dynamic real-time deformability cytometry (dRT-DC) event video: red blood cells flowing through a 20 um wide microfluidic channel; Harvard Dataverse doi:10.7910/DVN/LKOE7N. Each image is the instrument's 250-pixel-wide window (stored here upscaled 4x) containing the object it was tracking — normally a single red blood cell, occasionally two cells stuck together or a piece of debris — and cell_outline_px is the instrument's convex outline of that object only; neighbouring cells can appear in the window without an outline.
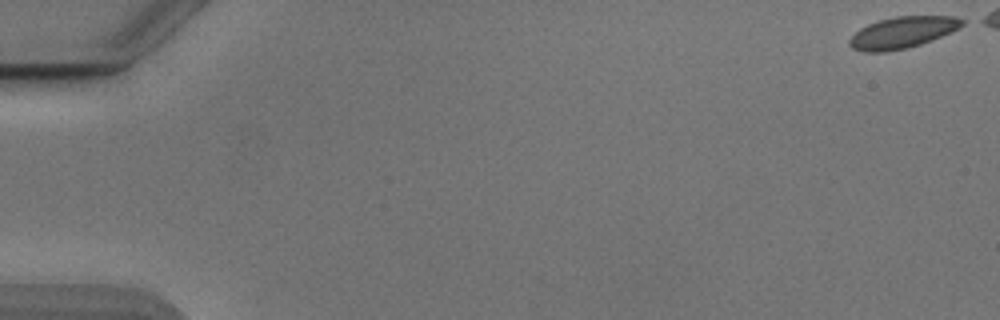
{"species": "Egyptian fruit bat (a non-hibernating species)", "species_latin": "Rousettus aegyptiacus", "temperature_condition": "cold", "stored_images_in_passage": 48, "camera_frame_rate_fps": 3000, "um_per_image_px": 0.085, "animal": {"sex": "male"}, "frame": {"image": 1, "passage_image": 1, "time_ms": 0.0, "image_size_px": [1000, 320], "cell_outline_px": [[964, 24], [940, 36], [920, 44], [904, 48], [884, 52], [864, 52], [852, 48], [848, 44], [848, 40], [860, 28], [868, 24], [880, 20], [896, 16], [956, 16], [964, 20]], "centroid_in_image_um": [76.65, 2.76], "position_along_channel_um": 8.3, "area_um2": 20.29}}
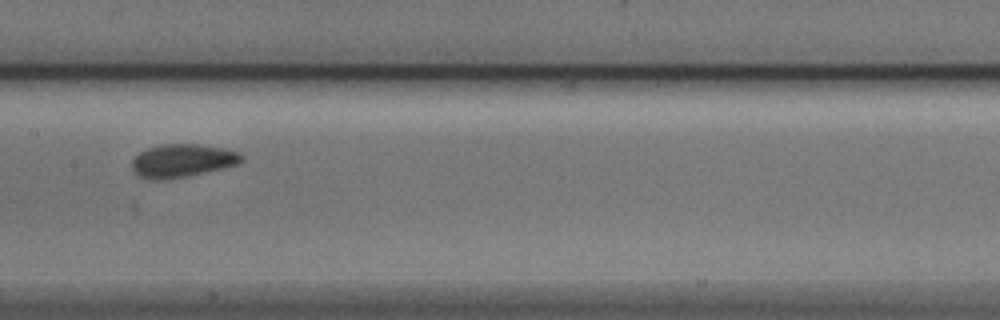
{"frame": {"image": 2, "passage_image": 28, "time_ms": 9.0, "image_size_px": [1000, 320], "cell_outline_px": [[244, 156], [236, 164], [224, 168], [188, 176], [168, 180], [148, 180], [140, 176], [132, 168], [132, 160], [140, 152], [148, 148], [164, 144], [200, 144], [224, 148], [240, 152]], "centroid_in_image_um": [15.5, 13.66], "position_along_channel_um": 191.9, "area_um2": 21.21}}
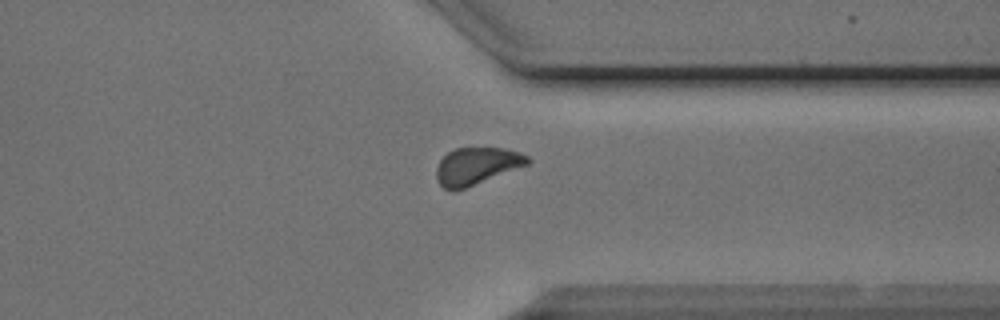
{"frame": {"image": 3, "passage_image": 42, "time_ms": 13.667, "image_size_px": [1000, 320], "cell_outline_px": [[532, 160], [528, 164], [464, 188], [452, 192], [444, 188], [436, 180], [436, 168], [440, 160], [448, 152], [456, 148], [504, 148], [520, 152], [528, 156]], "centroid_in_image_um": [40.49, 14.11], "position_along_channel_um": 370.9, "area_um2": 19.59}, "authors_computed_cell_mechanics": {"area_um2": 20.5479, "velocity_mm_per_s": 3.8483, "shape_relaxation_time_tau1_ms": 1.9187, "shape_relaxation_time_tau2_ms": 2.1768, "deformation_change_tau1": 0.0619, "deformation_change_tau2": 0.0715}}